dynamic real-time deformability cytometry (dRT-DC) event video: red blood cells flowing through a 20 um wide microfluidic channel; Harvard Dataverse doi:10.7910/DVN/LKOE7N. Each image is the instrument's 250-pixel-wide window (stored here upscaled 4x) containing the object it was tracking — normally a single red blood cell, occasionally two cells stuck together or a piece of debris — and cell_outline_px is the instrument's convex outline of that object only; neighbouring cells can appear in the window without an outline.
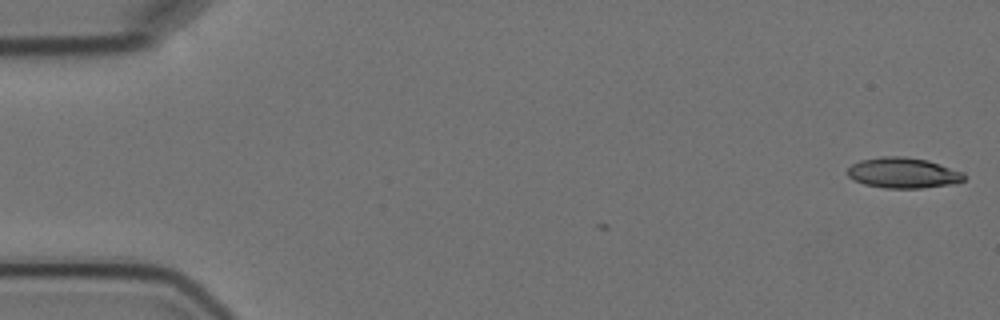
{"species": "Egyptian fruit bat (a non-hibernating species)", "species_latin": "Rousettus aegyptiacus", "temperature_condition": "cold", "stored_images_in_passage": 2, "camera_frame_rate_fps": 3000, "um_per_image_px": 0.085, "animal": {"sex": "female"}, "frame": {"image": 1, "passage_image": 2, "time_ms": 1.333, "image_size_px": [1000, 320], "cell_outline_px": [[964, 180], [948, 184], [920, 188], [884, 188], [864, 184], [848, 176], [848, 168], [852, 164], [860, 160], [880, 156], [904, 156], [928, 160], [964, 172]], "centroid_in_image_um": [76.75, 14.68], "position_along_channel_um": 8.3, "area_um2": 20.63}}